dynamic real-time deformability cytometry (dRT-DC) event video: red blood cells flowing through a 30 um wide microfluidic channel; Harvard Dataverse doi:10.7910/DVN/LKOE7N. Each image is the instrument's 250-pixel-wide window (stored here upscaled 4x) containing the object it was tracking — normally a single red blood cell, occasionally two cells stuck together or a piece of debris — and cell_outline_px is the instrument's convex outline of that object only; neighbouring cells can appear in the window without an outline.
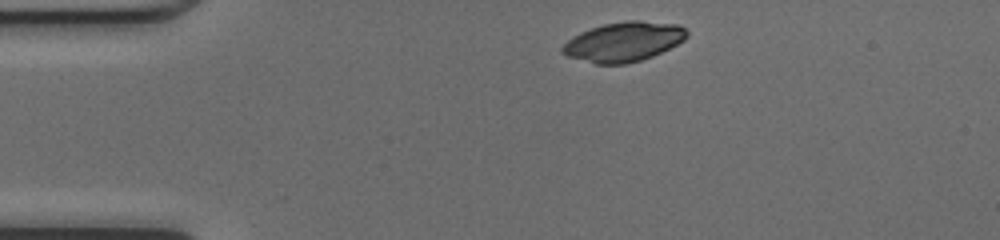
{"species": "common noctule bat (a hibernating species)", "species_latin": "Nyctalus noctula", "temperature_condition": "cold", "stored_images_in_passage": 40, "camera_frame_rate_fps": 3000, "um_per_image_px": 0.085, "animal": {"sex": "female", "body_mass_g": 17.0, "forearm_length_mm": 48.0}, "frame": {"image": 1, "passage_image": 1, "time_ms": 0.0, "image_size_px": [1000, 240], "cell_outline_px": [[688, 36], [684, 40], [652, 56], [640, 60], [624, 64], [596, 64], [568, 56], [560, 52], [560, 48], [572, 36], [580, 32], [604, 24], [628, 20], [640, 20], [676, 24], [684, 28], [688, 32]], "centroid_in_image_um": [52.99, 3.54], "position_along_channel_um": 32.0, "area_um2": 28.5}}
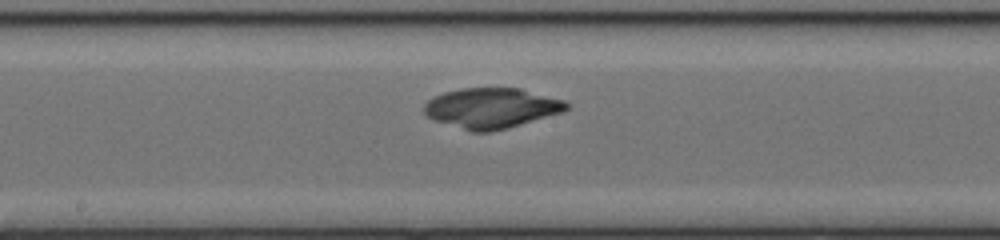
{"frame": {"image": 2, "passage_image": 17, "time_ms": 5.333, "image_size_px": [1000, 240], "cell_outline_px": [[568, 108], [564, 112], [508, 128], [488, 132], [472, 132], [436, 120], [428, 116], [424, 112], [424, 104], [432, 96], [444, 92], [460, 88], [520, 88], [564, 100], [568, 104]], "centroid_in_image_um": [41.78, 9.18], "position_along_channel_um": 206.4, "area_um2": 33.35}}
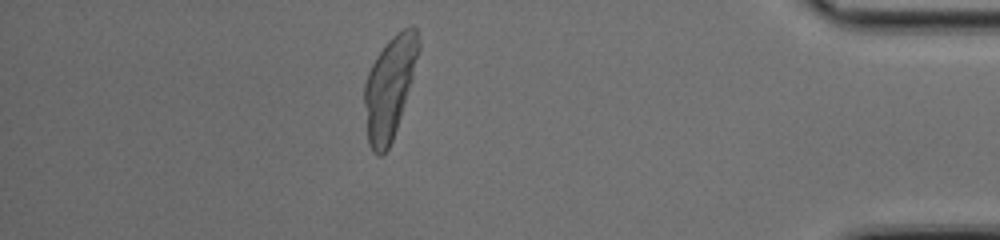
{"frame": {"image": 3, "passage_image": 34, "time_ms": 11.0, "image_size_px": [1000, 240], "cell_outline_px": [[420, 48], [412, 76], [400, 116], [392, 140], [388, 148], [380, 156], [376, 156], [372, 152], [368, 144], [364, 104], [364, 84], [368, 72], [376, 56], [384, 44], [396, 32], [408, 24], [412, 24], [416, 28], [420, 40]], "centroid_in_image_um": [33.1, 7.38], "position_along_channel_um": 402.1, "area_um2": 32.08}}